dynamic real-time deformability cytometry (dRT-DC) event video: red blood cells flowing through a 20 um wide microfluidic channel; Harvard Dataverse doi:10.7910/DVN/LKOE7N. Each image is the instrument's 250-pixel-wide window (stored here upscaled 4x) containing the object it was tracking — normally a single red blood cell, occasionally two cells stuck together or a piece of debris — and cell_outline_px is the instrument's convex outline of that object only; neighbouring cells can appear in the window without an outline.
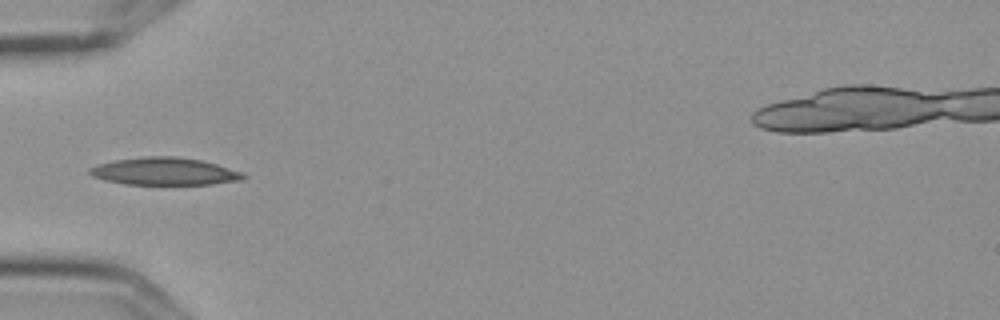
{"species": "Egyptian fruit bat (a non-hibernating species)", "species_latin": "Rousettus aegyptiacus", "temperature_condition": "cold", "stored_images_in_passage": 7, "camera_frame_rate_fps": 3000, "um_per_image_px": 0.085, "frame": {"image": 1, "passage_image": 6, "time_ms": 1.667, "image_size_px": [1000, 320], "cell_outline_px": [[248, 176], [240, 180], [212, 184], [124, 184], [104, 180], [92, 176], [88, 172], [88, 168], [112, 160], [144, 156], [176, 156], [200, 160], [216, 164], [244, 172]], "centroid_in_image_um": [13.97, 14.56], "position_along_channel_um": 71.0, "area_um2": 24.68}}
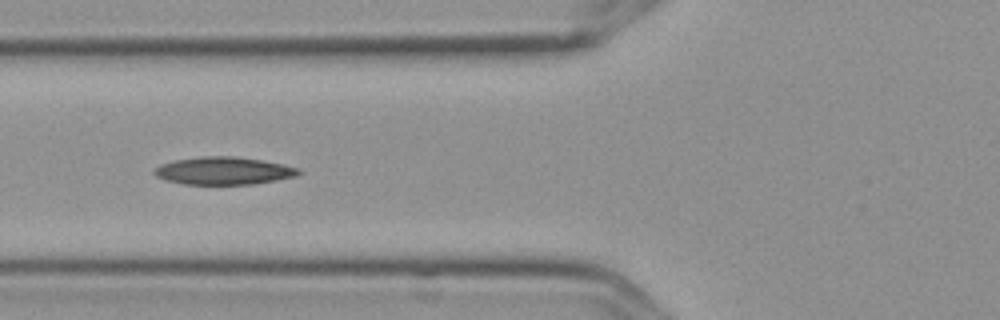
{"frame": {"image": 2, "passage_image": 7, "time_ms": 2.0, "image_size_px": [1000, 320], "cell_outline_px": [[304, 172], [296, 176], [256, 184], [184, 184], [164, 180], [156, 176], [152, 172], [160, 164], [176, 160], [204, 156], [232, 156], [260, 160], [284, 164], [300, 168]], "centroid_in_image_um": [19.04, 14.52], "position_along_channel_um": 106.8, "area_um2": 23.29}}